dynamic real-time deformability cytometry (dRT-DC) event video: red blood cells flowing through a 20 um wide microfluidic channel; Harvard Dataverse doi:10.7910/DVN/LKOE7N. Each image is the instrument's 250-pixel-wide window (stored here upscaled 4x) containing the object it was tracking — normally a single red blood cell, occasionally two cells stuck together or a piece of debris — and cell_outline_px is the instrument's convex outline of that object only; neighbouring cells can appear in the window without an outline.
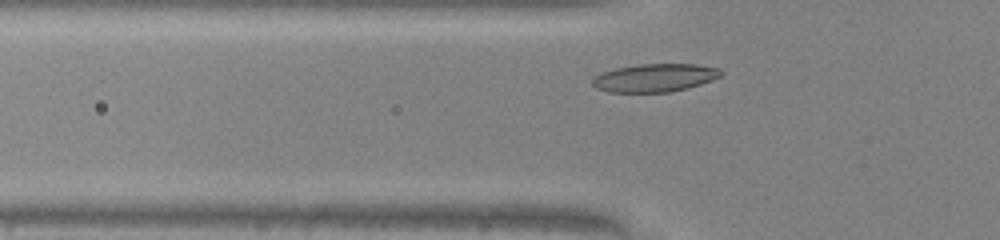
{"species": "common noctule bat (a hibernating species)", "species_latin": "Nyctalus noctula", "temperature_condition": "warm", "stored_images_in_passage": 29, "camera_frame_rate_fps": 3000, "um_per_image_px": 0.085, "animal": {"sex": "male", "body_mass_g": 20.0, "forearm_length_mm": 53.3}, "frame": {"image": 1, "passage_image": 5, "time_ms": 1.333, "image_size_px": [1000, 240], "cell_outline_px": [[724, 72], [720, 76], [712, 80], [688, 88], [668, 92], [608, 92], [596, 88], [592, 84], [592, 80], [596, 76], [604, 72], [616, 68], [640, 64], [696, 64], [720, 68]], "centroid_in_image_um": [55.69, 6.61], "position_along_channel_um": 70.1, "area_um2": 20.98}}
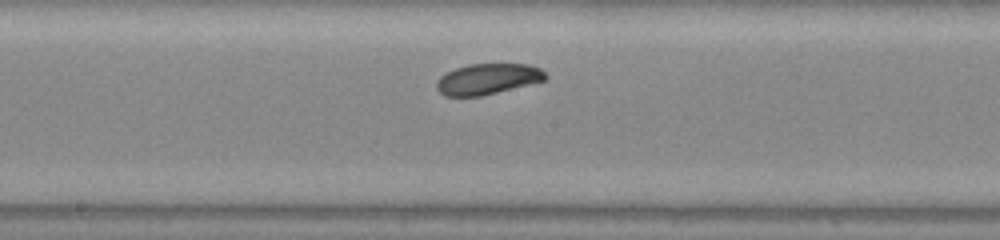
{"frame": {"image": 2, "passage_image": 15, "time_ms": 4.667, "image_size_px": [1000, 240], "cell_outline_px": [[548, 76], [544, 80], [480, 96], [444, 96], [436, 88], [436, 80], [440, 76], [456, 68], [468, 64], [528, 64], [540, 68]], "centroid_in_image_um": [41.42, 6.71], "position_along_channel_um": 206.8, "area_um2": 19.31}}
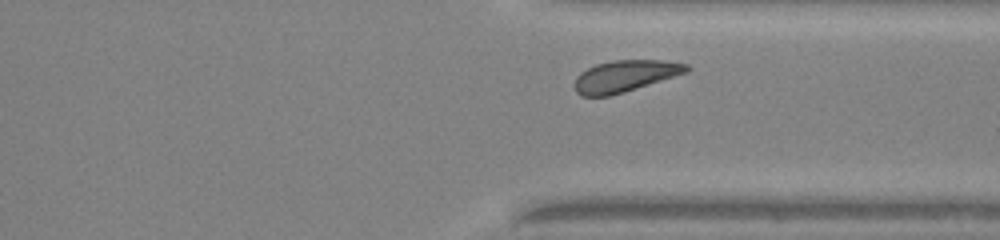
{"frame": {"image": 3, "passage_image": 26, "time_ms": 8.333, "image_size_px": [1000, 240], "cell_outline_px": [[692, 68], [688, 72], [612, 96], [580, 96], [576, 92], [576, 76], [580, 72], [596, 64], [612, 60], [664, 60], [688, 64]], "centroid_in_image_um": [53.15, 6.46], "position_along_channel_um": 358.2, "area_um2": 20.69}, "authors_computed_cell_mechanics": {"area_um2": 20.1722, "velocity_mm_per_s": 4.1091, "shape_relaxation_time_tau1_ms": 1.5277, "shape_relaxation_time_tau2_ms": null, "deformation_change_tau1": 0.0626, "deformation_change_tau2": null}}